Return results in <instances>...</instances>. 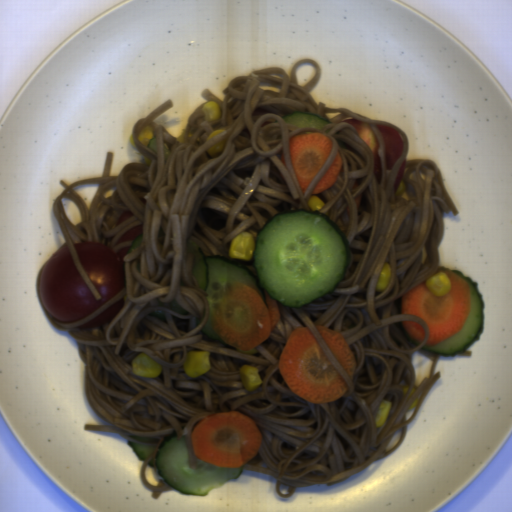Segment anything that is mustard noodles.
Here are the masks:
<instances>
[{"mask_svg": "<svg viewBox=\"0 0 512 512\" xmlns=\"http://www.w3.org/2000/svg\"><path fill=\"white\" fill-rule=\"evenodd\" d=\"M322 69L303 57L290 74L277 66L235 76L220 100L207 88L201 96L214 100L222 118L204 121V101L189 115L183 142L154 120L173 108L172 99L136 120L132 136L150 165L128 162L110 175L113 151H107L101 177L79 179L53 202V214L65 243L52 252L35 277L39 305L55 330L77 343L84 364V393L94 413L111 425L84 424L83 431L118 433L128 442L155 446L143 460L140 483L158 500L177 491L164 482L155 466L162 443L184 436L188 466L195 471L191 433L206 416L239 411L256 423L262 441L258 454L243 471L271 475L275 492L290 498L297 488L332 486L348 480L376 460L397 452L423 401L441 377L435 371L442 355L422 349L430 328L415 314L401 313L402 298L441 265L445 234L443 214L460 212L432 158L408 157L409 139L398 125L369 119L344 107H327L311 95ZM294 110L317 112L331 119L322 128L285 124ZM354 118L370 124L379 140L382 182L374 173L371 150L350 124ZM376 125L400 132L404 150L387 170L385 143ZM151 125L158 154L137 139ZM218 128L227 129L205 142ZM305 132H323L332 151L303 194L291 164L288 139ZM222 154L211 159L206 149L226 139ZM337 150L343 163L336 184L315 194L326 214L346 234L351 261L335 293L300 309L278 304L281 319L267 341L242 351L201 334L209 314L208 296L193 277L190 238L206 256L226 259L230 240L244 230L256 238L267 220L285 211L307 210L314 187L329 169ZM407 191L395 197L394 183L403 160ZM142 233L141 247L124 256L125 288L88 317L74 322L53 318L39 298L42 272L54 253L67 244L74 262L96 301L101 300L88 279L74 242L102 243L116 253L131 247ZM392 268L390 283L376 292L382 265ZM123 298L124 307L108 323L81 330L84 323ZM425 329L418 346L407 341L401 321ZM327 326L348 341L358 367L352 379L329 351L314 325ZM297 326H307L346 381L350 391L334 403L309 404L290 392L278 371V358ZM209 351L212 370L189 378L182 369L187 352ZM146 353L163 365L157 378L131 374L130 361ZM432 360L430 374L415 384L413 353ZM258 367L263 384L244 390L238 367ZM393 409L384 427L375 417L382 400Z\"/></svg>", "mask_w": 512, "mask_h": 512, "instance_id": "1", "label": "mustard noodles"}]
</instances>
